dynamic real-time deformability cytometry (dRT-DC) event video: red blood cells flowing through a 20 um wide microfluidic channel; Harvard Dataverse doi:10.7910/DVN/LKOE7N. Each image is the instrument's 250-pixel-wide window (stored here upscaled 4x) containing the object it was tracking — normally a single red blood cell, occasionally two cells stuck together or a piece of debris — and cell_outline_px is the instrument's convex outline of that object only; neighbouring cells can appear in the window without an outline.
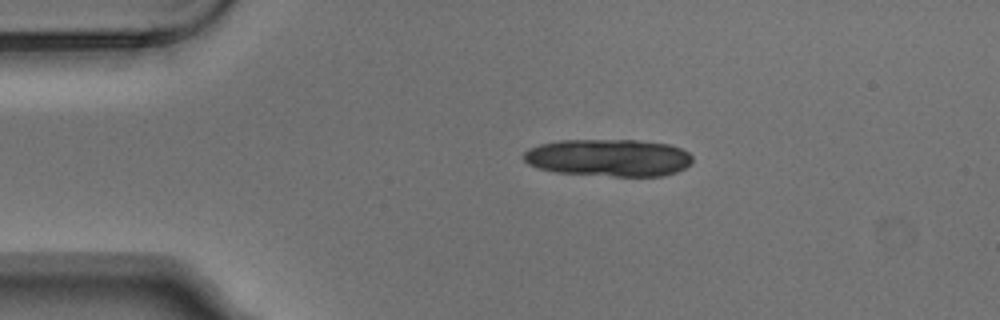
{"species": "Egyptian fruit bat (a non-hibernating species)", "species_latin": "Rousettus aegyptiacus", "temperature_condition": "warm", "stored_images_in_passage": 3, "segment_of_instrument_passage": [1, 2], "camera_frame_rate_fps": 3000, "um_per_image_px": 0.085, "animal": {"sex": "male"}, "frame": {"image": 1, "passage_image": 1, "time_ms": 0.0, "image_size_px": [1000, 320], "cell_outline_px": [[692, 164], [676, 172], [664, 176], [612, 176], [556, 172], [536, 168], [528, 164], [524, 160], [524, 152], [528, 148], [540, 144], [560, 140], [636, 140], [668, 144], [680, 148], [688, 152], [692, 156]], "centroid_in_image_um": [51.73, 13.41], "position_along_channel_um": 33.3, "area_um2": 36.88}}